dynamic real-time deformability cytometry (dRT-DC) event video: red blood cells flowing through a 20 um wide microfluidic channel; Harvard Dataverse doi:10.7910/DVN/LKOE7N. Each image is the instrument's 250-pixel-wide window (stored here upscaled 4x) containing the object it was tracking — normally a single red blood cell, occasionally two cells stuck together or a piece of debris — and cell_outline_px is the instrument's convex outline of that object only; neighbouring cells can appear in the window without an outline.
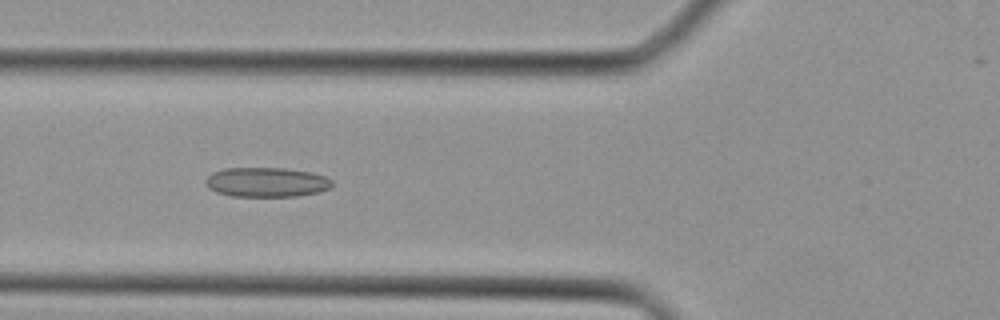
{"species": "Egyptian fruit bat (a non-hibernating species)", "species_latin": "Rousettus aegyptiacus", "temperature_condition": "cold", "stored_images_in_passage": 36, "camera_frame_rate_fps": 3000, "um_per_image_px": 0.085, "animal": {"sex": "female"}, "frame": {"image": 1, "passage_image": 11, "time_ms": 3.333, "image_size_px": [1000, 320], "cell_outline_px": [[332, 184], [328, 188], [320, 192], [296, 196], [232, 196], [216, 192], [208, 188], [204, 180], [212, 172], [224, 168], [284, 168], [312, 172], [324, 176], [332, 180]], "centroid_in_image_um": [22.63, 15.48], "position_along_channel_um": 103.2, "area_um2": 21.85}}
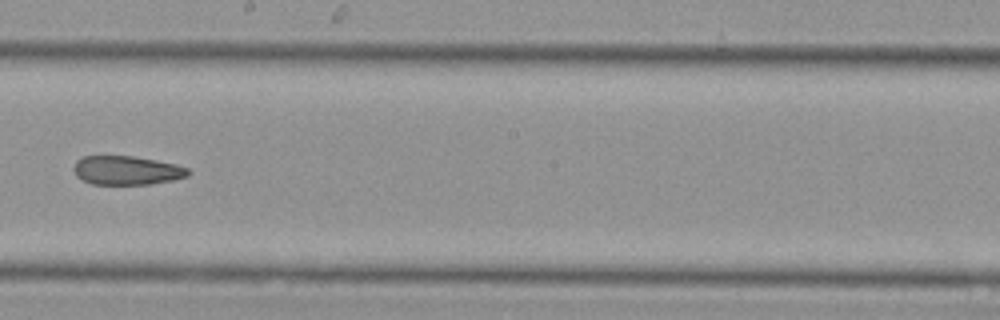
{"frame": {"image": 2, "passage_image": 19, "time_ms": 6.0, "image_size_px": [1000, 320], "cell_outline_px": [[192, 172], [188, 176], [172, 180], [152, 184], [92, 184], [76, 176], [72, 168], [76, 160], [84, 156], [132, 156], [156, 160], [176, 164], [188, 168]], "centroid_in_image_um": [10.78, 14.48], "position_along_channel_um": 237.4, "area_um2": 19.36}}
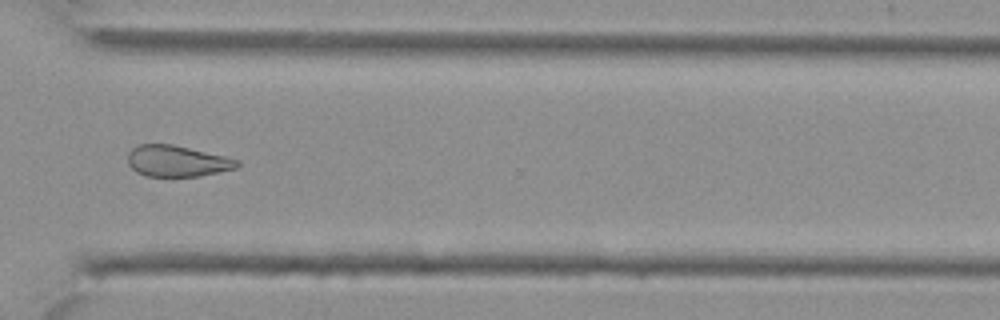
{"frame": {"image": 3, "passage_image": 26, "time_ms": 8.333, "image_size_px": [1000, 320], "cell_outline_px": [[240, 164], [236, 168], [200, 176], [144, 176], [136, 172], [128, 164], [128, 152], [132, 148], [140, 144], [172, 144], [224, 156], [240, 160]], "centroid_in_image_um": [15.03, 13.69], "position_along_channel_um": 355.6, "area_um2": 19.83}}